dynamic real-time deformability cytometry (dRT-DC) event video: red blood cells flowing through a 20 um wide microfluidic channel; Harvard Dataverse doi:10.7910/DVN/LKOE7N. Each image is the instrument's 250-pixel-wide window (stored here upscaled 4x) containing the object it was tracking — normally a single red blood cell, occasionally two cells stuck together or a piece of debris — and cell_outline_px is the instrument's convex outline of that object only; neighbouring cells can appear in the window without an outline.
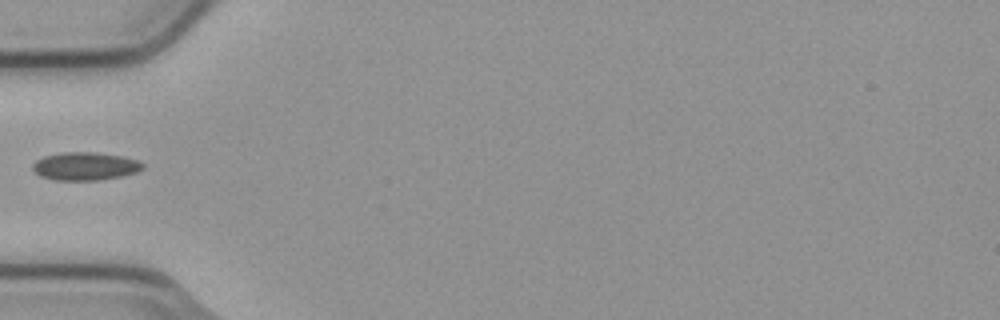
{"species": "common noctule bat (a hibernating species)", "species_latin": "Nyctalus noctula", "temperature_condition": "cold", "stored_images_in_passage": 3, "camera_frame_rate_fps": 3000, "um_per_image_px": 0.085, "animal": {"sex": "male", "body_mass_g": 23.1, "forearm_length_mm": 52.7}, "frame": {"image": 1, "passage_image": 3, "time_ms": 0.667, "image_size_px": [1000, 320], "cell_outline_px": [[144, 168], [136, 172], [120, 176], [96, 180], [52, 180], [40, 176], [32, 168], [32, 164], [36, 160], [44, 156], [64, 152], [96, 152], [120, 156], [136, 160], [144, 164]], "centroid_in_image_um": [7.2, 14.13], "position_along_channel_um": 77.8, "area_um2": 17.86}}